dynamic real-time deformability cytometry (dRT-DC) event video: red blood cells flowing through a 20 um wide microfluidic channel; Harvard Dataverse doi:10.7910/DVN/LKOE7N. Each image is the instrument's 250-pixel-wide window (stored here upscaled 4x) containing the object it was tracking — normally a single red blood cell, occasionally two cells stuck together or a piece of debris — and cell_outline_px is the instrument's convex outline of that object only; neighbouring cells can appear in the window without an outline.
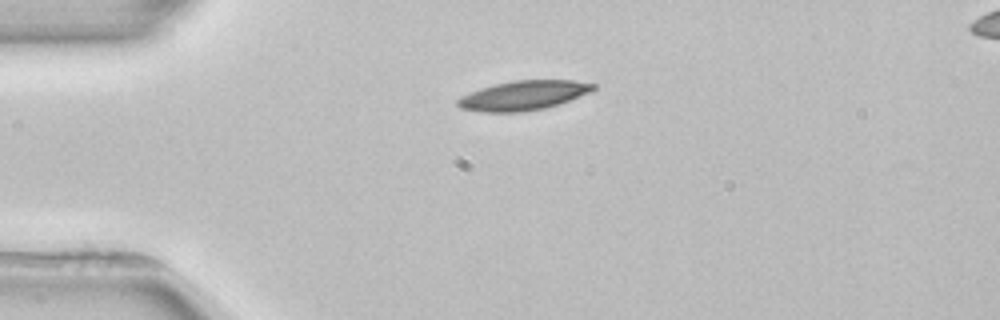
{"species": "common noctule bat (a hibernating species)", "species_latin": "Nyctalus noctula", "temperature_condition": "room temperature", "stored_images_in_passage": 3, "camera_frame_rate_fps": 3000, "um_per_image_px": 0.085, "animal": {"sex": "female", "body_mass_g": 22.7, "forearm_length_mm": 54.2}, "frame": {"image": 1, "passage_image": 1, "time_ms": 0.0, "image_size_px": [1000, 320], "cell_outline_px": [[596, 88], [588, 92], [568, 100], [544, 108], [520, 112], [484, 112], [460, 108], [456, 104], [456, 100], [460, 96], [480, 88], [512, 80], [572, 80], [596, 84]], "centroid_in_image_um": [44.43, 8.1], "position_along_channel_um": 40.6, "area_um2": 23.0}}